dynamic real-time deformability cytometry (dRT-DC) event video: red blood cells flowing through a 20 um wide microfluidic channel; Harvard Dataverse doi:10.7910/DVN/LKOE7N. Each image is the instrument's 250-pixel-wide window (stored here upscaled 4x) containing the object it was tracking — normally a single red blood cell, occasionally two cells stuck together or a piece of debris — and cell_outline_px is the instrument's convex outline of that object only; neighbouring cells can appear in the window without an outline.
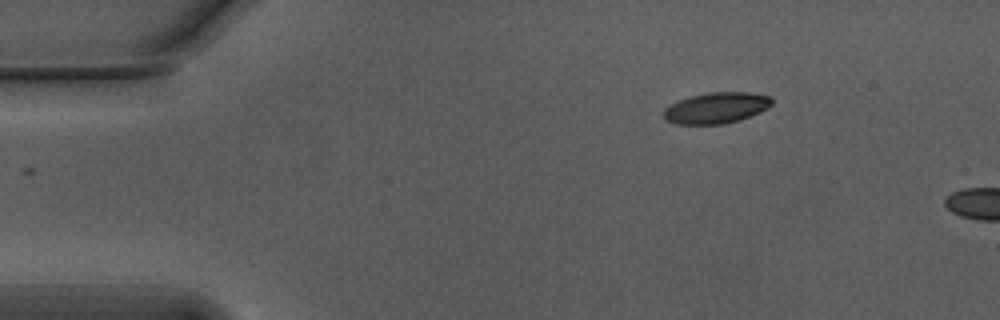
{"species": "Egyptian fruit bat (a non-hibernating species)", "species_latin": "Rousettus aegyptiacus", "temperature_condition": "warm", "stored_images_in_passage": 8, "camera_frame_rate_fps": 3000, "um_per_image_px": 0.085, "animal": {"sex": "male"}, "frame": {"image": 1, "passage_image": 1, "time_ms": 0.0, "image_size_px": [1000, 320], "cell_outline_px": [[772, 104], [760, 112], [740, 120], [724, 124], [676, 124], [664, 120], [664, 108], [688, 96], [708, 92], [748, 92], [772, 96]], "centroid_in_image_um": [60.88, 9.17], "position_along_channel_um": 24.1, "area_um2": 19.65}}